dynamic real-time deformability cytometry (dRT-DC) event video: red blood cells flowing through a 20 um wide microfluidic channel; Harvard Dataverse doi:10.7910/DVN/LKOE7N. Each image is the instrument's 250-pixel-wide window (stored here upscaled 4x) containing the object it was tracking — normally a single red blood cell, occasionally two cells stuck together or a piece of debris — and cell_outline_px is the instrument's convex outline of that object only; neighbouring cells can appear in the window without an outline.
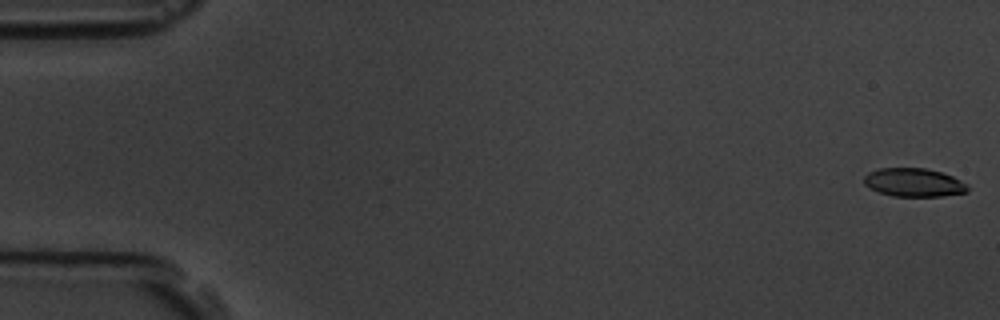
{"species": "common noctule bat (a hibernating species)", "species_latin": "Nyctalus noctula", "temperature_condition": "room temperature", "stored_images_in_passage": 5, "camera_frame_rate_fps": 3000, "um_per_image_px": 0.085, "animal": {"sex": "male", "body_mass_g": 19.5, "forearm_length_mm": 54.6}, "frame": {"image": 1, "passage_image": 1, "time_ms": 0.0, "image_size_px": [1000, 320], "cell_outline_px": [[968, 192], [944, 196], [892, 196], [880, 192], [864, 184], [864, 176], [868, 172], [880, 168], [924, 168], [940, 172], [952, 176], [968, 184]], "centroid_in_image_um": [77.69, 15.51], "position_along_channel_um": 7.3, "area_um2": 17.11}}
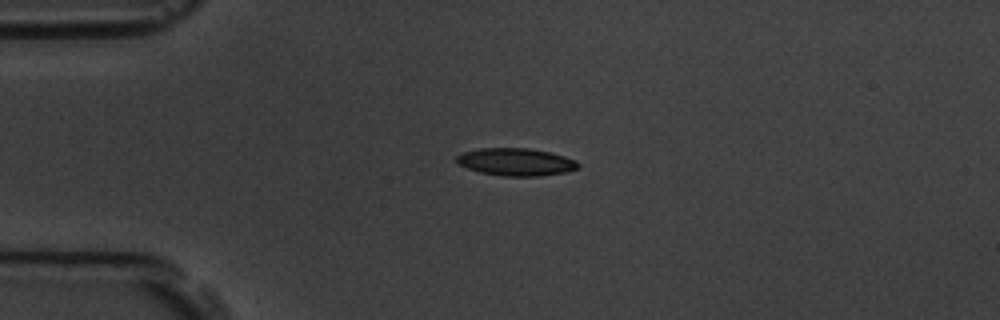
{"frame": {"image": 2, "passage_image": 4, "time_ms": 4.333, "image_size_px": [1000, 320], "cell_outline_px": [[580, 168], [564, 172], [540, 176], [500, 176], [480, 172], [456, 164], [456, 156], [464, 152], [480, 148], [528, 148], [548, 152], [564, 156], [576, 160], [580, 164]], "centroid_in_image_um": [43.85, 13.77], "position_along_channel_um": 41.2, "area_um2": 19.54}}